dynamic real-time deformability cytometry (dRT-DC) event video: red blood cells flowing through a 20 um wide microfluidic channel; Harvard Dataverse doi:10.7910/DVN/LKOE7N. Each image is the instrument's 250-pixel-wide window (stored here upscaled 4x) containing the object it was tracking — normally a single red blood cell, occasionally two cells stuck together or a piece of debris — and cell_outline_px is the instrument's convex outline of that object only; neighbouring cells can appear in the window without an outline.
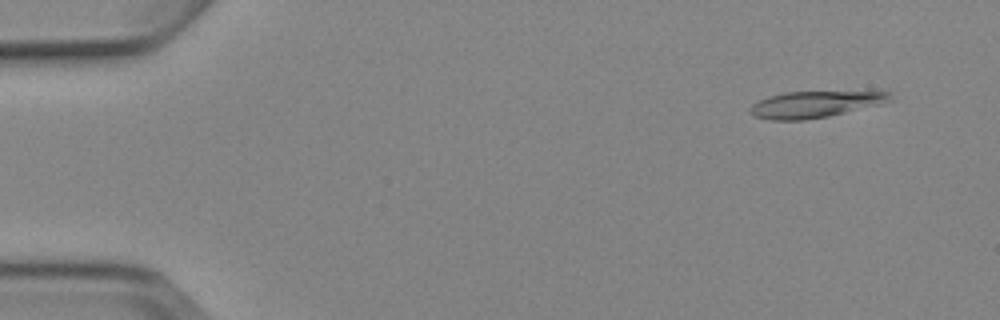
{"species": "Egyptian fruit bat (a non-hibernating species)", "species_latin": "Rousettus aegyptiacus", "temperature_condition": "cold", "stored_images_in_passage": 5, "segment_of_instrument_passage": [1, 2], "camera_frame_rate_fps": 3000, "um_per_image_px": 0.085, "animal": {"sex": "female"}, "frame": {"image": 1, "passage_image": 2, "time_ms": 1.0, "image_size_px": [1000, 320], "cell_outline_px": [[892, 100], [880, 104], [828, 116], [804, 120], [772, 120], [752, 116], [748, 112], [748, 108], [752, 104], [760, 100], [784, 92], [892, 92]], "centroid_in_image_um": [69.23, 8.88], "position_along_channel_um": 15.8, "area_um2": 21.33}}
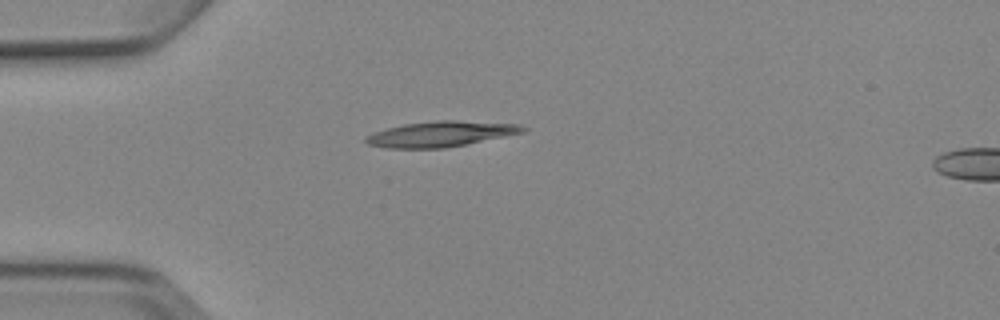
{"frame": {"image": 2, "passage_image": 4, "time_ms": 4.333, "image_size_px": [1000, 320], "cell_outline_px": [[528, 128], [524, 132], [444, 148], [388, 148], [368, 144], [364, 140], [364, 136], [372, 132], [404, 124], [440, 120], [456, 120], [520, 124]], "centroid_in_image_um": [37.43, 11.38], "position_along_channel_um": 47.6, "area_um2": 23.12}}